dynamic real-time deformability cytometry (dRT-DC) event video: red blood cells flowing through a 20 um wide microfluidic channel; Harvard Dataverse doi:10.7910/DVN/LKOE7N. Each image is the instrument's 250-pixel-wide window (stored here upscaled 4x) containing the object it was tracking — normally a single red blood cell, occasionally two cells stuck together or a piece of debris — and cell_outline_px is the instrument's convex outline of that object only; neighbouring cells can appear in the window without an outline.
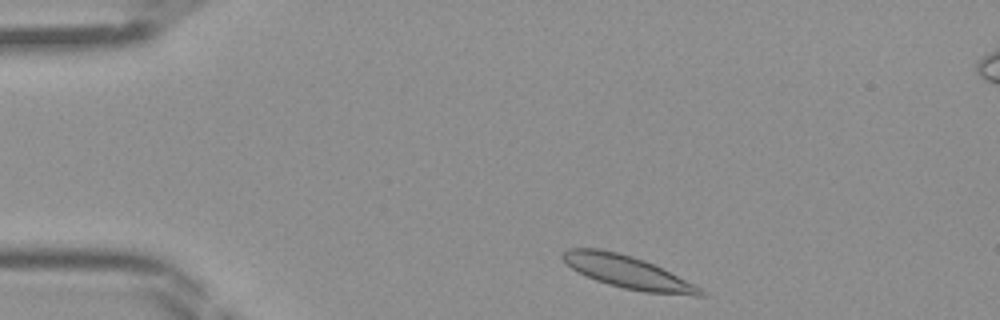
{"species": "Egyptian fruit bat (a non-hibernating species)", "species_latin": "Rousettus aegyptiacus", "temperature_condition": "room temperature", "stored_images_in_passage": 39, "segment_of_instrument_passage": [1, 2], "camera_frame_rate_fps": 3000, "um_per_image_px": 0.085, "frame": {"image": 1, "passage_image": 1, "time_ms": 0.0, "image_size_px": [1000, 320], "cell_outline_px": [[708, 292], [704, 296], [692, 296], [644, 292], [624, 288], [608, 284], [596, 280], [572, 268], [560, 256], [568, 248], [596, 248], [616, 252], [632, 256], [644, 260]], "centroid_in_image_um": [53.35, 23.14], "position_along_channel_um": 31.6, "area_um2": 25.55}}
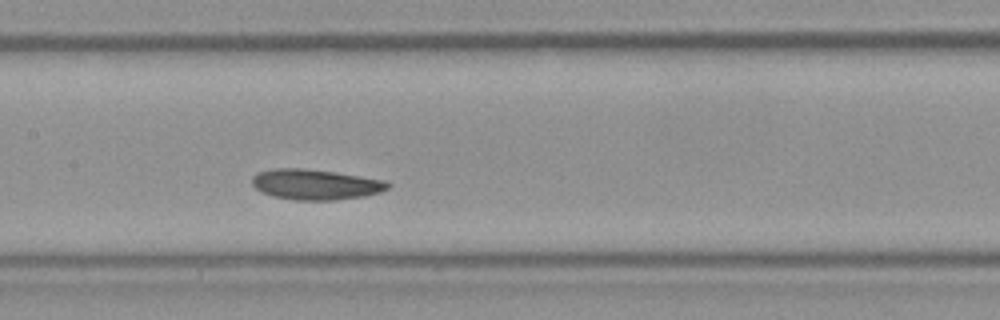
{"frame": {"image": 2, "passage_image": 15, "time_ms": 4.667, "image_size_px": [1000, 320], "cell_outline_px": [[392, 184], [388, 188], [380, 192], [364, 196], [332, 200], [296, 200], [272, 196], [256, 188], [252, 184], [252, 176], [256, 172], [272, 168], [304, 168], [360, 176], [384, 180]], "centroid_in_image_um": [26.79, 15.67], "position_along_channel_um": 180.6, "area_um2": 23.99}}
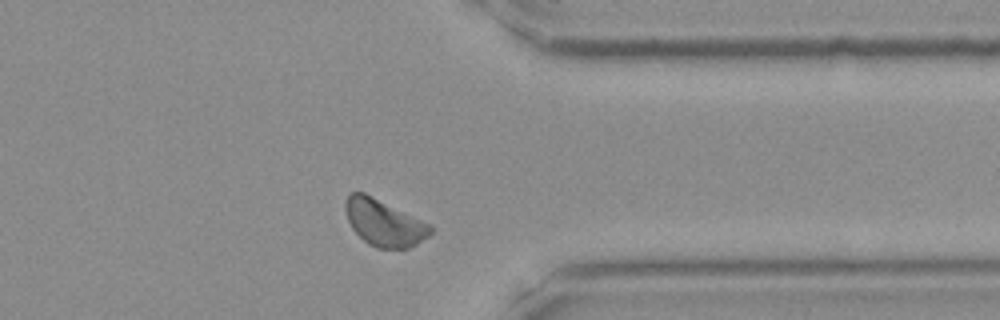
{"frame": {"image": 3, "passage_image": 29, "time_ms": 9.333, "image_size_px": [1000, 320], "cell_outline_px": [[432, 232], [428, 236], [416, 244], [408, 248], [376, 248], [368, 244], [352, 228], [348, 220], [344, 208], [344, 200], [348, 192], [364, 192], [432, 224]], "centroid_in_image_um": [32.63, 18.91], "position_along_channel_um": 378.8, "area_um2": 23.24}}